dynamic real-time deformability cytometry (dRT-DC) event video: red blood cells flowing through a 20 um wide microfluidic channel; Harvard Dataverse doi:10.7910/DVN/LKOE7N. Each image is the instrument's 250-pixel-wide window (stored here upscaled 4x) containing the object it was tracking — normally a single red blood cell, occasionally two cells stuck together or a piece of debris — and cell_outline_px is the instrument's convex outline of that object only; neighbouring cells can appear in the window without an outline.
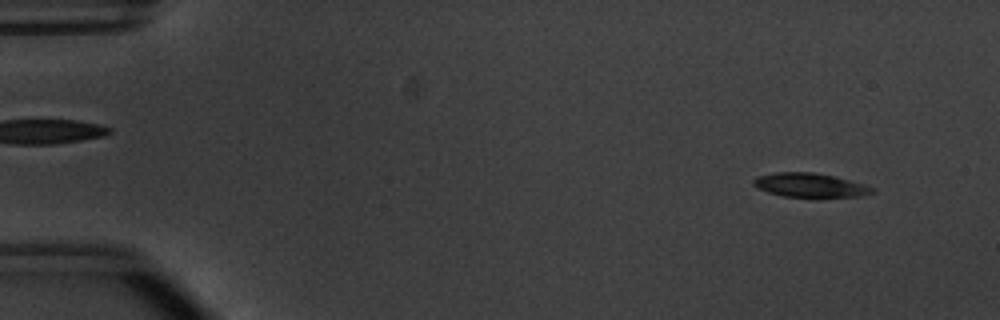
{"species": "common noctule bat (a hibernating species)", "species_latin": "Nyctalus noctula", "temperature_condition": "warm", "stored_images_in_passage": 51, "segment_of_instrument_passage": [1, 2], "camera_frame_rate_fps": 3000, "um_per_image_px": 0.085, "animal": {"sex": "male", "body_mass_g": 20.1, "forearm_length_mm": 53.5}, "frame": {"image": 1, "passage_image": 1, "time_ms": 0.0, "image_size_px": [1000, 320], "cell_outline_px": [[876, 192], [860, 196], [816, 200], [784, 196], [768, 192], [752, 184], [752, 180], [756, 176], [776, 172], [812, 172], [832, 176], [864, 184], [876, 188]], "centroid_in_image_um": [68.9, 15.79], "position_along_channel_um": 16.1, "area_um2": 17.4}}
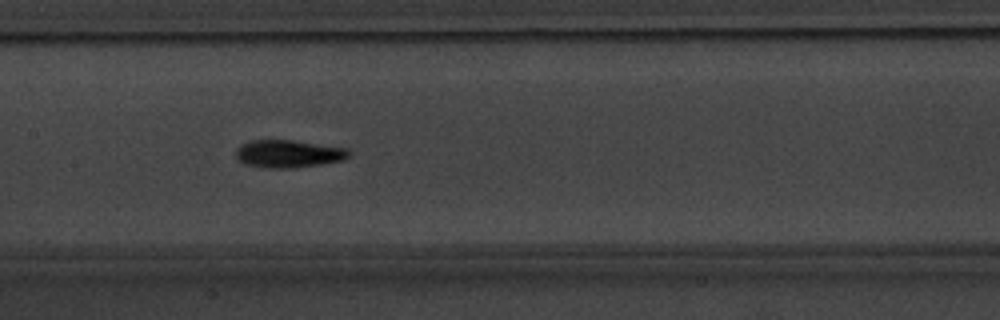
{"frame": {"image": 2, "passage_image": 23, "time_ms": 7.333, "image_size_px": [1000, 320], "cell_outline_px": [[352, 152], [344, 160], [320, 164], [292, 168], [268, 168], [244, 164], [236, 160], [236, 148], [240, 144], [252, 140], [292, 140], [348, 148]], "centroid_in_image_um": [24.5, 13.07], "position_along_channel_um": 182.9, "area_um2": 18.38}}
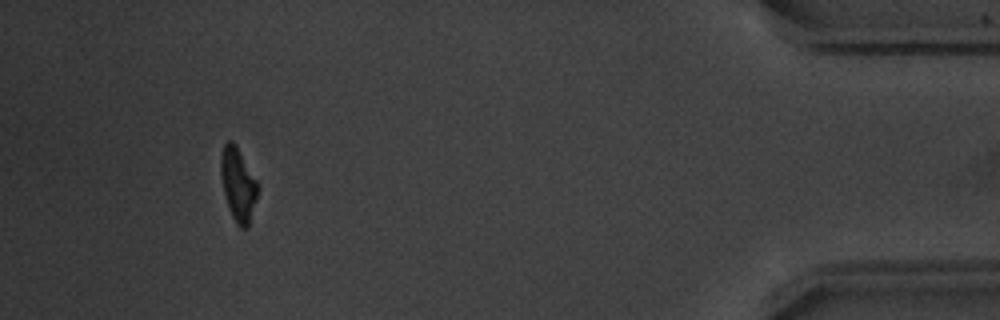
{"frame": {"image": 3, "passage_image": 46, "time_ms": 15.0, "image_size_px": [1000, 320], "cell_outline_px": [[260, 188], [248, 228], [240, 228], [236, 224], [232, 216], [224, 192], [220, 172], [220, 156], [224, 144], [228, 140], [232, 140], [236, 144], [256, 180]], "centroid_in_image_um": [20.25, 15.67], "position_along_channel_um": 415.0, "area_um2": 15.84}}